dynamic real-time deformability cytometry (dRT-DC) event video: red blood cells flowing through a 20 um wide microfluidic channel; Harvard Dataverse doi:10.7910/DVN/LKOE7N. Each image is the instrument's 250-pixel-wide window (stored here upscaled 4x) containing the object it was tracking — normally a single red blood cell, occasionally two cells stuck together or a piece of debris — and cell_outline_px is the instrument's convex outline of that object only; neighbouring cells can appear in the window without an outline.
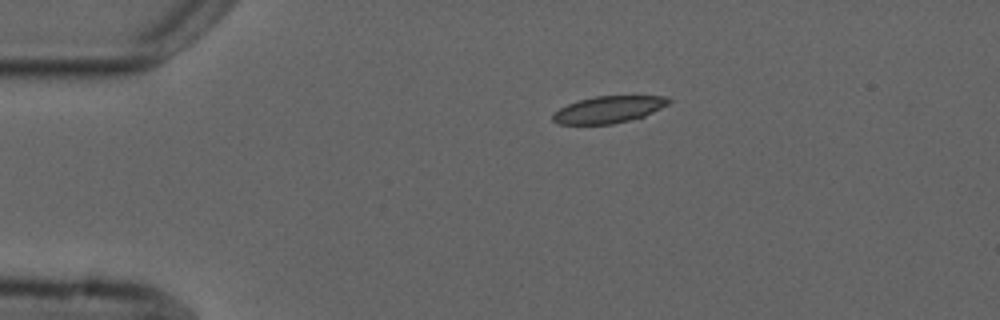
{"species": "common noctule bat (a hibernating species)", "species_latin": "Nyctalus noctula", "temperature_condition": "cold", "stored_images_in_passage": 6, "camera_frame_rate_fps": 3000, "um_per_image_px": 0.085, "animal": {"sex": "male", "forearm_length_mm": 52.5}, "frame": {"image": 1, "passage_image": 1, "time_ms": 0.0, "image_size_px": [1000, 320], "cell_outline_px": [[672, 100], [668, 104], [644, 116], [612, 124], [560, 124], [552, 120], [552, 112], [568, 104], [580, 100], [596, 96], [668, 96]], "centroid_in_image_um": [51.71, 9.3], "position_along_channel_um": 33.3, "area_um2": 17.98}}
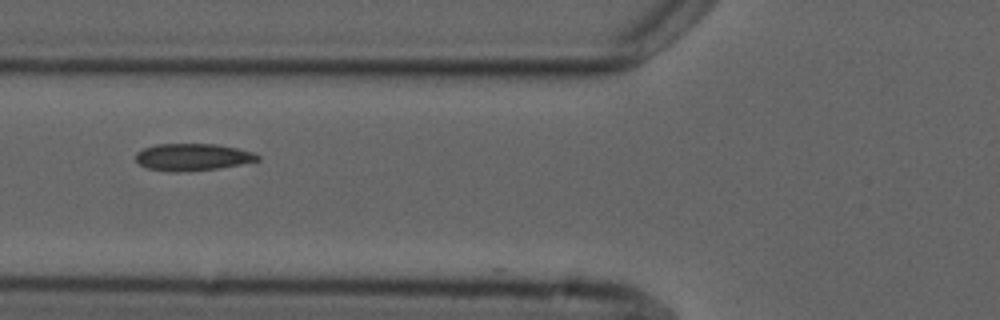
{"frame": {"image": 2, "passage_image": 4, "time_ms": 3.333, "image_size_px": [1000, 320], "cell_outline_px": [[260, 160], [220, 168], [180, 172], [172, 172], [148, 168], [140, 164], [136, 160], [136, 152], [144, 148], [156, 144], [216, 144], [236, 148], [252, 152], [260, 156]], "centroid_in_image_um": [16.36, 13.35], "position_along_channel_um": 109.4, "area_um2": 19.13}}
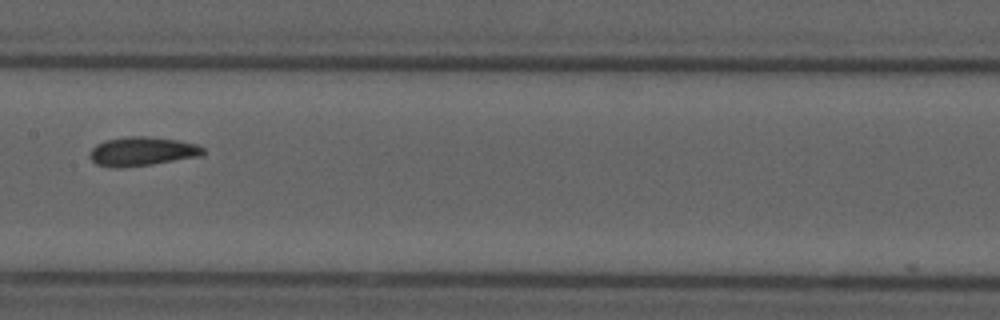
{"frame": {"image": 3, "passage_image": 6, "time_ms": 5.667, "image_size_px": [1000, 320], "cell_outline_px": [[204, 156], [152, 164], [120, 168], [112, 168], [96, 164], [88, 156], [88, 152], [96, 144], [104, 140], [128, 136], [148, 136], [176, 140], [196, 144], [204, 148]], "centroid_in_image_um": [12.05, 12.87], "position_along_channel_um": 195.3, "area_um2": 19.42}}